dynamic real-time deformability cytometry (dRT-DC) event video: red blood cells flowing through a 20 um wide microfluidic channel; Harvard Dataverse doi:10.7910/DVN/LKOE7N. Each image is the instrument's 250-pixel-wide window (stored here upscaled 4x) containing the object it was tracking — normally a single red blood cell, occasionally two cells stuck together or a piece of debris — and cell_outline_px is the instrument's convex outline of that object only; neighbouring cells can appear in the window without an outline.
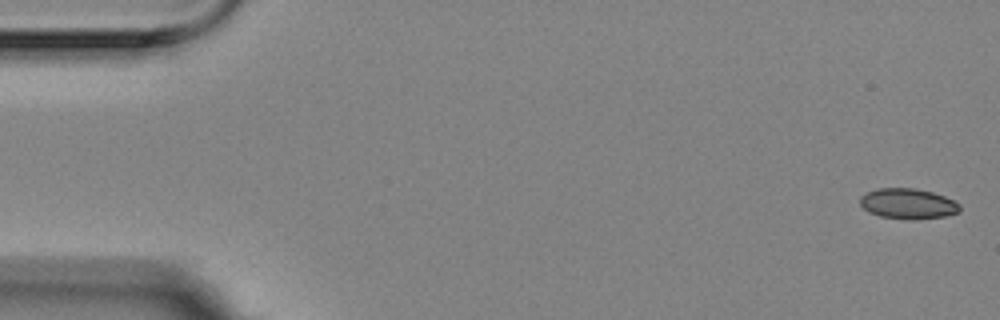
{"species": "Egyptian fruit bat (a non-hibernating species)", "species_latin": "Rousettus aegyptiacus", "temperature_condition": "room temperature", "stored_images_in_passage": 15, "camera_frame_rate_fps": 3000, "um_per_image_px": 0.085, "animal": {"sex": "female"}, "frame": {"image": 1, "passage_image": 1, "time_ms": 0.0, "image_size_px": [1000, 320], "cell_outline_px": [[960, 212], [944, 216], [880, 216], [868, 212], [860, 204], [860, 196], [864, 192], [876, 188], [916, 188], [932, 192], [944, 196], [960, 204]], "centroid_in_image_um": [77.12, 17.24], "position_along_channel_um": 7.9, "area_um2": 16.88}}
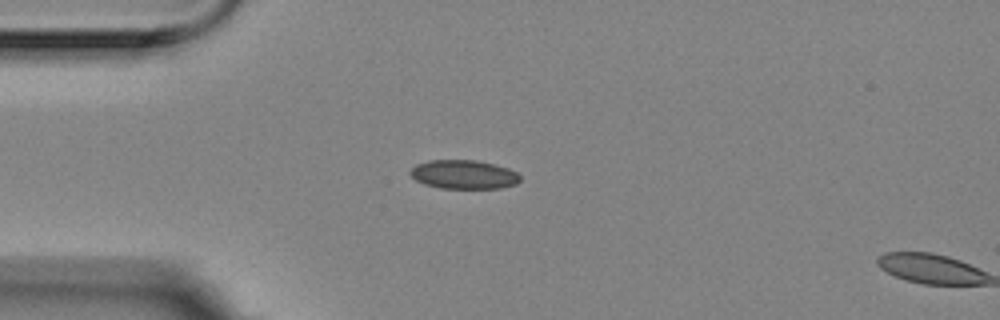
{"frame": {"image": 2, "passage_image": 14, "time_ms": 4.333, "image_size_px": [1000, 320], "cell_outline_px": [[520, 180], [516, 184], [500, 188], [440, 188], [424, 184], [416, 180], [408, 172], [416, 164], [428, 160], [476, 160], [508, 168], [516, 172], [520, 176]], "centroid_in_image_um": [39.4, 14.83], "position_along_channel_um": 45.6, "area_um2": 18.44}}